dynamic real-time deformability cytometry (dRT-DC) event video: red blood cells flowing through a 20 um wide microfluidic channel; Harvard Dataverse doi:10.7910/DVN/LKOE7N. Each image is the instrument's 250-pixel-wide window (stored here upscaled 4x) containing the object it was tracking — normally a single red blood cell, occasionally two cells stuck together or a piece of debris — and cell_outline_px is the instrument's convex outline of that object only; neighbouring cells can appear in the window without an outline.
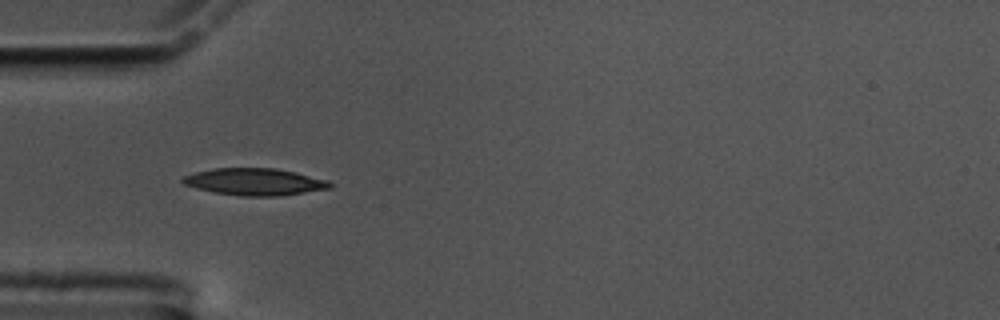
{"species": "common noctule bat (a hibernating species)", "species_latin": "Nyctalus noctula", "temperature_condition": "cold", "stored_images_in_passage": 26, "camera_frame_rate_fps": 3000, "um_per_image_px": 0.085, "animal": {"sex": "male", "body_mass_g": 17.5, "forearm_length_mm": 52.3}, "frame": {"image": 1, "passage_image": 5, "time_ms": 1.333, "image_size_px": [1000, 320], "cell_outline_px": [[332, 188], [280, 196], [240, 196], [216, 192], [184, 184], [180, 180], [184, 176], [196, 172], [212, 168], [276, 168], [296, 172], [328, 180], [332, 184]], "centroid_in_image_um": [21.69, 15.45], "position_along_channel_um": 63.3, "area_um2": 23.06}}